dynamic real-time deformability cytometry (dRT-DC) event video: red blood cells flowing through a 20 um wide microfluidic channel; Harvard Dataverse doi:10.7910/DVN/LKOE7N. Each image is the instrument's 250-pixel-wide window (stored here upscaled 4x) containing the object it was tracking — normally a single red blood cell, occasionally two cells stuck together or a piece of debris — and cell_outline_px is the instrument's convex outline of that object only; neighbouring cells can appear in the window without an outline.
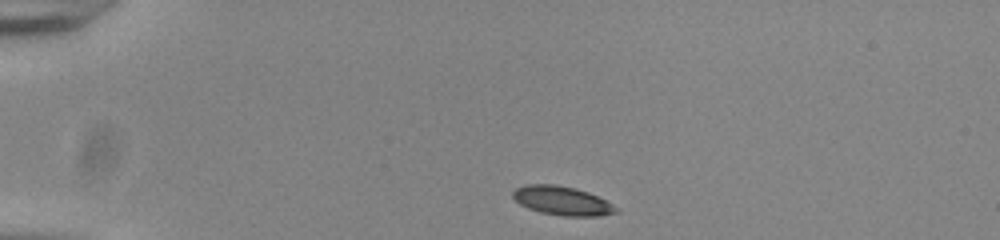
{"species": "common noctule bat (a hibernating species)", "species_latin": "Nyctalus noctula", "temperature_condition": "room temperature", "stored_images_in_passage": 43, "camera_frame_rate_fps": 3000, "um_per_image_px": 0.085, "animal": {"sex": "male", "body_mass_g": 20.0, "forearm_length_mm": 53.3}, "frame": {"image": 1, "passage_image": 1, "time_ms": 0.0, "image_size_px": [1000, 240], "cell_outline_px": [[620, 212], [600, 216], [564, 216], [540, 212], [528, 208], [520, 204], [512, 196], [512, 192], [516, 188], [524, 184], [556, 184], [576, 188], [588, 192], [620, 208]], "centroid_in_image_um": [47.79, 17.06], "position_along_channel_um": 37.2, "area_um2": 17.51}}
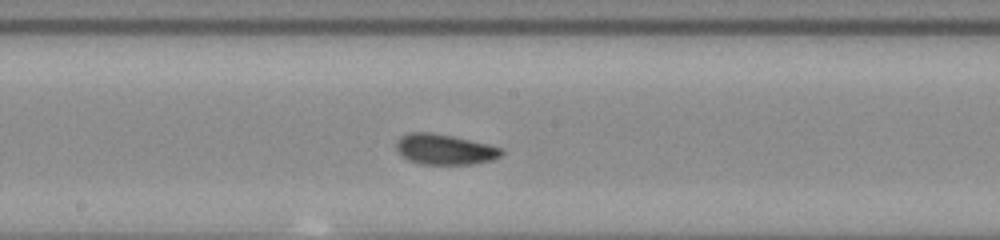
{"frame": {"image": 2, "passage_image": 19, "time_ms": 6.0, "image_size_px": [1000, 240], "cell_outline_px": [[504, 152], [500, 156], [492, 160], [472, 164], [420, 164], [408, 160], [400, 156], [396, 152], [396, 140], [400, 136], [408, 132], [432, 132], [452, 136], [488, 144], [504, 148]], "centroid_in_image_um": [37.75, 12.69], "position_along_channel_um": 210.4, "area_um2": 18.96}}
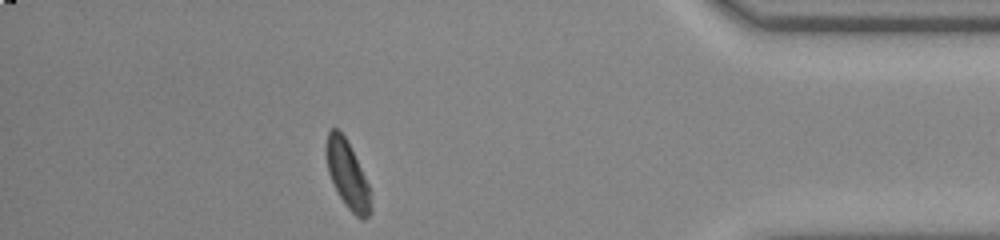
{"frame": {"image": 3, "passage_image": 37, "time_ms": 12.0, "image_size_px": [1000, 240], "cell_outline_px": [[372, 212], [364, 220], [360, 220], [348, 208], [340, 196], [328, 172], [324, 148], [328, 132], [332, 128], [336, 128], [344, 136], [368, 184], [372, 208]], "centroid_in_image_um": [29.52, 14.87], "position_along_channel_um": 405.7, "area_um2": 17.11}, "authors_computed_cell_mechanics": {"area_um2": 18.1492, "velocity_mm_per_s": 3.8403, "shape_relaxation_time_tau1_ms": 2.6911, "shape_relaxation_time_tau2_ms": 2.3245, "deformation_change_tau1": 0.1154, "deformation_change_tau2": 0.0859}}